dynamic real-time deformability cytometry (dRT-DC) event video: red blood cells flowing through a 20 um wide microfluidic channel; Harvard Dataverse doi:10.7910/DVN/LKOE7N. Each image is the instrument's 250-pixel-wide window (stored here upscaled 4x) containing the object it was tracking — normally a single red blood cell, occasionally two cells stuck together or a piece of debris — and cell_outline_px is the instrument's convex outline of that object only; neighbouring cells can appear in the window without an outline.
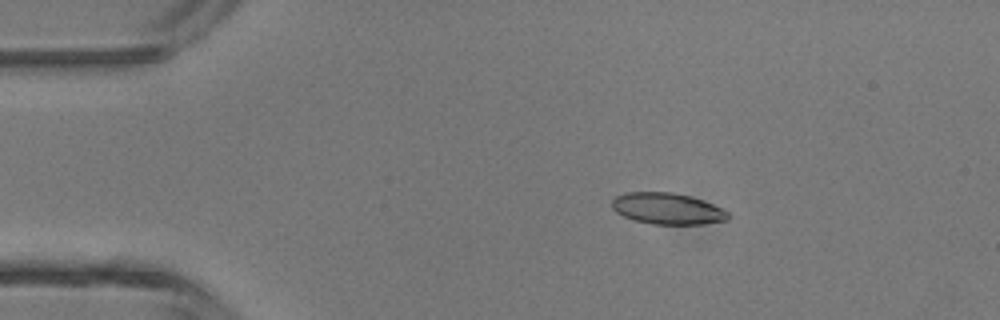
{"species": "common noctule bat (a hibernating species)", "species_latin": "Nyctalus noctula", "temperature_condition": "room temperature", "stored_images_in_passage": 6, "camera_frame_rate_fps": 3000, "um_per_image_px": 0.085, "animal": {"sex": "male", "body_mass_g": 13.3}, "frame": {"image": 1, "passage_image": 3, "time_ms": 0.667, "image_size_px": [1000, 320], "cell_outline_px": [[728, 220], [704, 224], [652, 224], [636, 220], [624, 216], [616, 212], [612, 208], [612, 200], [616, 196], [624, 192], [672, 192], [692, 196], [712, 204], [728, 212]], "centroid_in_image_um": [56.71, 17.72], "position_along_channel_um": 28.3, "area_um2": 21.15}}
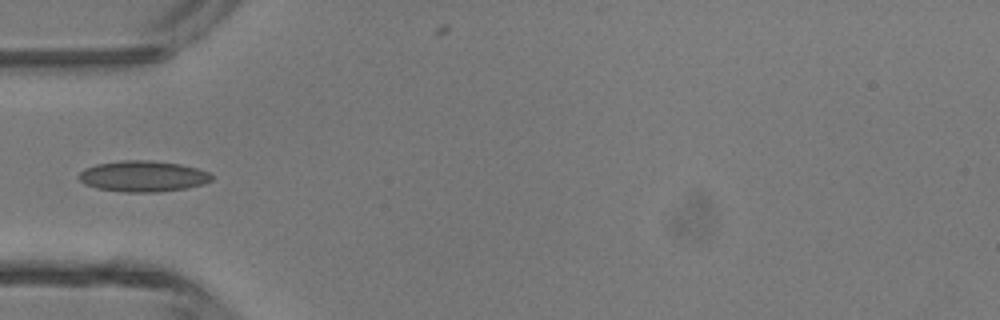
{"frame": {"image": 2, "passage_image": 5, "time_ms": 1.333, "image_size_px": [1000, 320], "cell_outline_px": [[212, 180], [204, 184], [188, 188], [156, 192], [124, 192], [96, 188], [84, 184], [76, 176], [84, 168], [96, 164], [120, 160], [148, 160], [180, 164], [196, 168], [208, 172], [212, 176]], "centroid_in_image_um": [12.12, 14.98], "position_along_channel_um": 72.9, "area_um2": 24.1}}
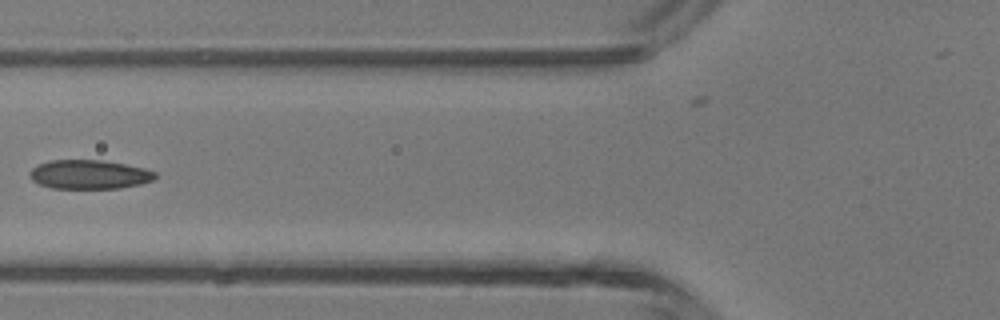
{"frame": {"image": 3, "passage_image": 6, "time_ms": 1.667, "image_size_px": [1000, 320], "cell_outline_px": [[156, 176], [152, 180], [140, 184], [120, 188], [52, 188], [40, 184], [32, 180], [28, 176], [28, 172], [32, 168], [40, 164], [52, 160], [100, 160], [124, 164], [144, 168], [156, 172]], "centroid_in_image_um": [7.57, 14.83], "position_along_channel_um": 118.2, "area_um2": 21.1}}